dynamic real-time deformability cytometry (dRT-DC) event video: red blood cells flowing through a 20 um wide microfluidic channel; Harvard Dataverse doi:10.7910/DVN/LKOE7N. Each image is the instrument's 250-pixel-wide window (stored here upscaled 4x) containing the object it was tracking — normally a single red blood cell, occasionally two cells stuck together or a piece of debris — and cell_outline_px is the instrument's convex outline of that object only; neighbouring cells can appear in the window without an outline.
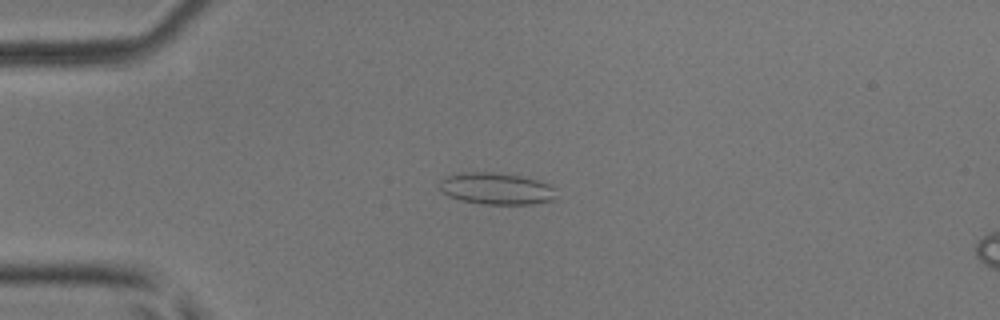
{"species": "common noctule bat (a hibernating species)", "species_latin": "Nyctalus noctula", "temperature_condition": "room temperature", "stored_images_in_passage": 4, "camera_frame_rate_fps": 3000, "um_per_image_px": 0.085, "animal": {"sex": "male", "body_mass_g": 17.9, "forearm_length_mm": 54.2}, "frame": {"image": 1, "passage_image": 3, "time_ms": 0.667, "image_size_px": [1000, 320], "cell_outline_px": [[552, 200], [532, 204], [480, 204], [460, 200], [448, 196], [440, 192], [440, 180], [448, 176], [460, 172], [492, 172], [520, 176], [536, 180], [548, 184], [552, 188]], "centroid_in_image_um": [42.09, 16.03], "position_along_channel_um": 42.9, "area_um2": 21.33}}